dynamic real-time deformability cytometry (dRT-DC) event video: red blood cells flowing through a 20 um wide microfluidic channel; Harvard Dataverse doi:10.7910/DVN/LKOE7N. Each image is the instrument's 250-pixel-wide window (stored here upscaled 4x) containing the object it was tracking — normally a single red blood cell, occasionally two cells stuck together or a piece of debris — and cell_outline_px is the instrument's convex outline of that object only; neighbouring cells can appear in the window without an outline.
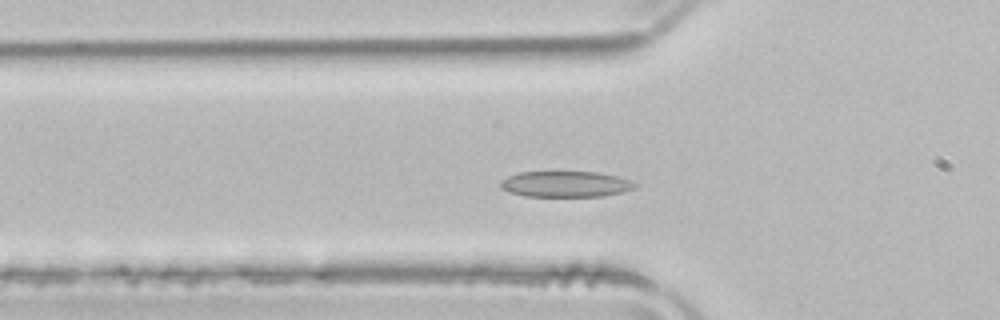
{"species": "common noctule bat (a hibernating species)", "species_latin": "Nyctalus noctula", "temperature_condition": "room temperature", "stored_images_in_passage": 49, "camera_frame_rate_fps": 3000, "um_per_image_px": 0.085, "animal": {"sex": "male", "body_mass_g": 21.5, "forearm_length_mm": 52.0}, "frame": {"image": 1, "passage_image": 14, "time_ms": 4.333, "image_size_px": [1000, 320], "cell_outline_px": [[636, 188], [604, 196], [524, 196], [508, 192], [500, 188], [500, 180], [508, 176], [520, 172], [556, 168], [596, 172], [616, 176], [632, 180], [636, 184]], "centroid_in_image_um": [48.01, 15.59], "position_along_channel_um": 77.8, "area_um2": 21.39}}
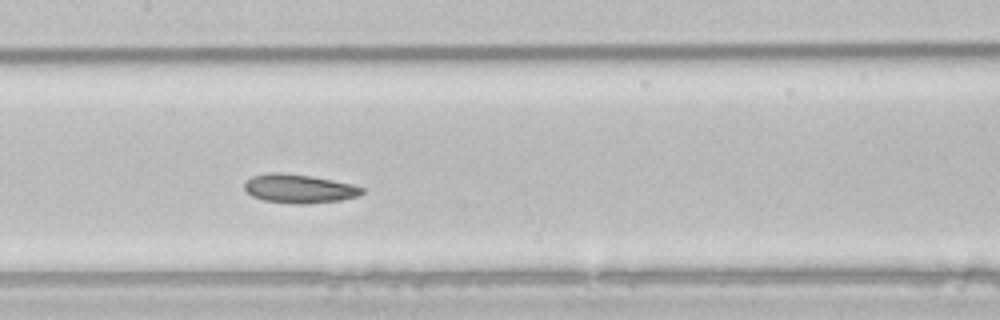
{"frame": {"image": 2, "passage_image": 22, "time_ms": 7.0, "image_size_px": [1000, 320], "cell_outline_px": [[364, 192], [360, 196], [340, 200], [308, 204], [296, 204], [264, 200], [252, 196], [244, 188], [244, 184], [252, 176], [268, 172], [280, 172], [308, 176], [332, 180], [352, 184], [364, 188]], "centroid_in_image_um": [25.44, 16.04], "position_along_channel_um": 182.0, "area_um2": 19.65}}
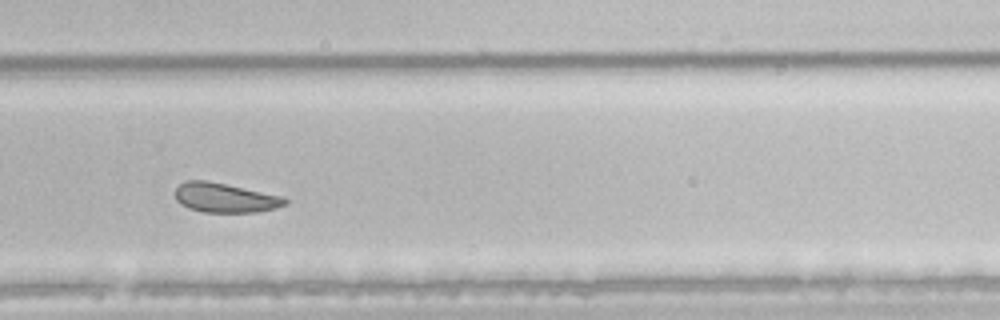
{"frame": {"image": 3, "passage_image": 32, "time_ms": 10.333, "image_size_px": [1000, 320], "cell_outline_px": [[288, 204], [276, 208], [256, 212], [204, 212], [188, 208], [180, 204], [176, 200], [176, 188], [180, 184], [188, 180], [208, 180], [284, 196], [288, 200]], "centroid_in_image_um": [19.16, 16.81], "position_along_channel_um": 310.6, "area_um2": 19.02}, "authors_computed_cell_mechanics": {"area_um2": 21.386, "velocity_mm_per_s": 3.8822, "shape_relaxation_time_tau1_ms": 3.981, "shape_relaxation_time_tau2_ms": 2.552, "deformation_change_tau1": 0.0831, "deformation_change_tau2": 0.0722}}